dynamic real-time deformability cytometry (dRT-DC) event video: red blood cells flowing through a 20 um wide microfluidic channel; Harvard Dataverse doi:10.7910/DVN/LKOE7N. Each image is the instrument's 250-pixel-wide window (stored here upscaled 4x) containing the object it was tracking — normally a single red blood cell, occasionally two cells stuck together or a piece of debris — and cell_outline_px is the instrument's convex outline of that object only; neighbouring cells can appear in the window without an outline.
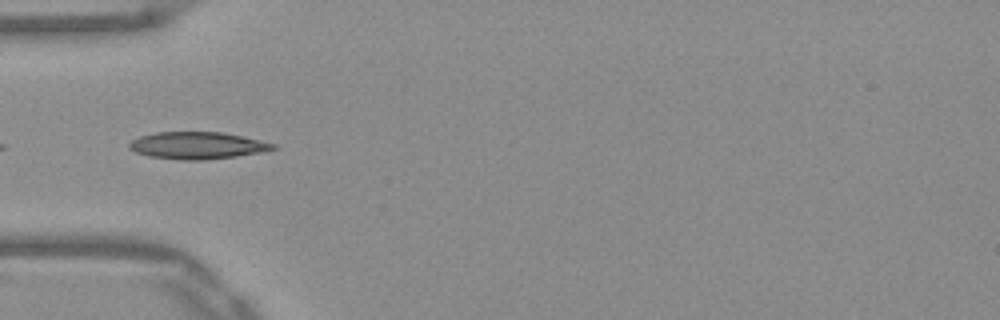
{"species": "Egyptian fruit bat (a non-hibernating species)", "species_latin": "Rousettus aegyptiacus", "temperature_condition": "warm", "stored_images_in_passage": 15, "camera_frame_rate_fps": 3000, "um_per_image_px": 0.085, "frame": {"image": 1, "passage_image": 3, "time_ms": 0.667, "image_size_px": [1000, 320], "cell_outline_px": [[276, 148], [260, 152], [236, 156], [204, 160], [184, 160], [148, 156], [136, 152], [128, 148], [128, 144], [132, 140], [140, 136], [156, 132], [220, 132], [240, 136], [276, 144]], "centroid_in_image_um": [16.72, 12.37], "position_along_channel_um": 68.3, "area_um2": 22.43}}
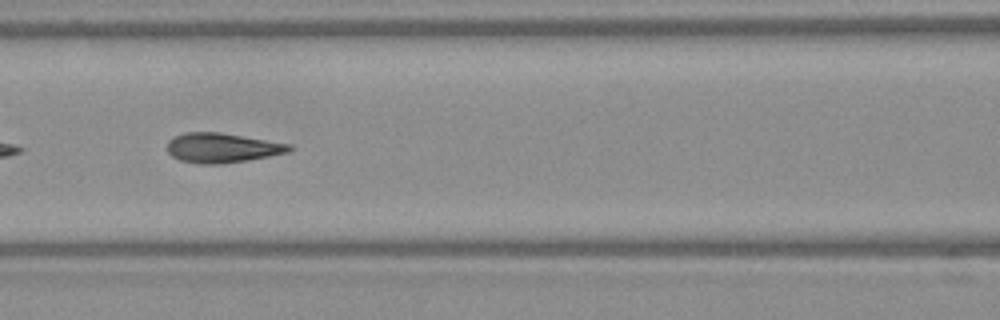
{"frame": {"image": 2, "passage_image": 9, "time_ms": 2.667, "image_size_px": [1000, 320], "cell_outline_px": [[292, 148], [288, 152], [268, 156], [220, 164], [200, 164], [180, 160], [172, 156], [168, 152], [168, 140], [184, 132], [220, 132], [292, 144]], "centroid_in_image_um": [18.86, 12.55], "position_along_channel_um": 147.7, "area_um2": 20.92}}